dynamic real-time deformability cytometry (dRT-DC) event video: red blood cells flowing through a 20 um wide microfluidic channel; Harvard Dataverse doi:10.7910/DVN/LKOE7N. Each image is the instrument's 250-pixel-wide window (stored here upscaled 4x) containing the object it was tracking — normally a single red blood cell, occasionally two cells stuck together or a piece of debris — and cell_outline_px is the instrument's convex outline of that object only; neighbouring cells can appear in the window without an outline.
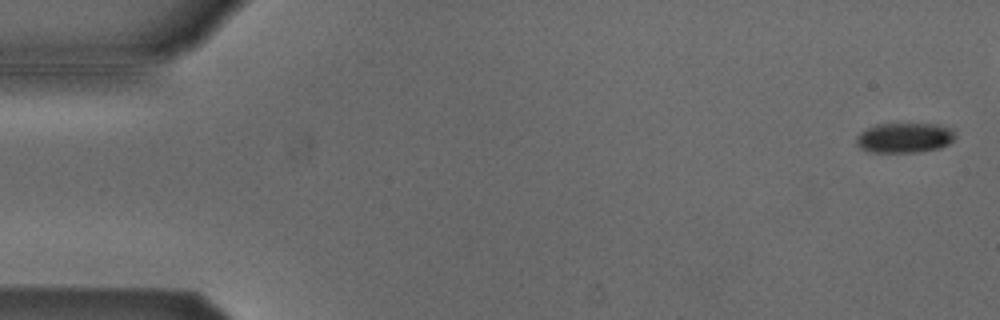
{"species": "Egyptian fruit bat (a non-hibernating species)", "species_latin": "Rousettus aegyptiacus", "temperature_condition": "cold", "stored_images_in_passage": 48, "camera_frame_rate_fps": 3000, "um_per_image_px": 0.085, "animal": {"sex": "male"}, "frame": {"image": 1, "passage_image": 2, "time_ms": 0.333, "image_size_px": [1000, 320], "cell_outline_px": [[956, 136], [948, 144], [940, 148], [916, 152], [872, 152], [860, 148], [856, 144], [856, 136], [860, 132], [876, 124], [936, 124], [952, 128], [956, 132]], "centroid_in_image_um": [76.89, 11.71], "position_along_channel_um": 8.1, "area_um2": 17.34}}
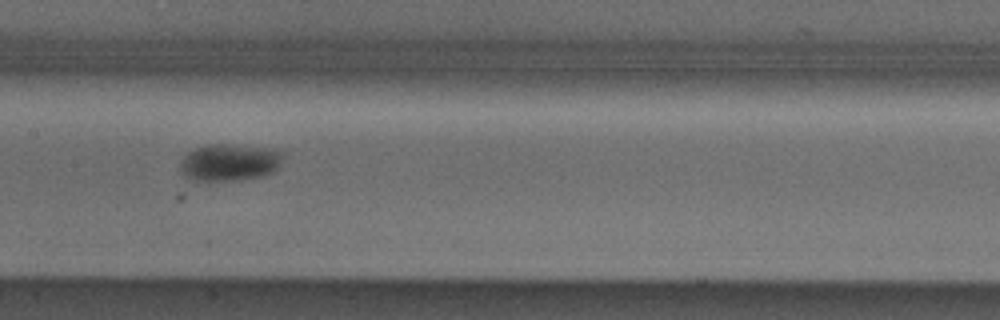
{"frame": {"image": 2, "passage_image": 27, "time_ms": 8.667, "image_size_px": [1000, 320], "cell_outline_px": [[284, 156], [280, 164], [272, 172], [264, 176], [240, 180], [208, 184], [192, 180], [184, 176], [180, 172], [180, 160], [188, 152], [196, 148], [208, 144], [228, 144], [264, 148], [284, 152]], "centroid_in_image_um": [19.44, 13.86], "position_along_channel_um": 188.0, "area_um2": 22.89}}
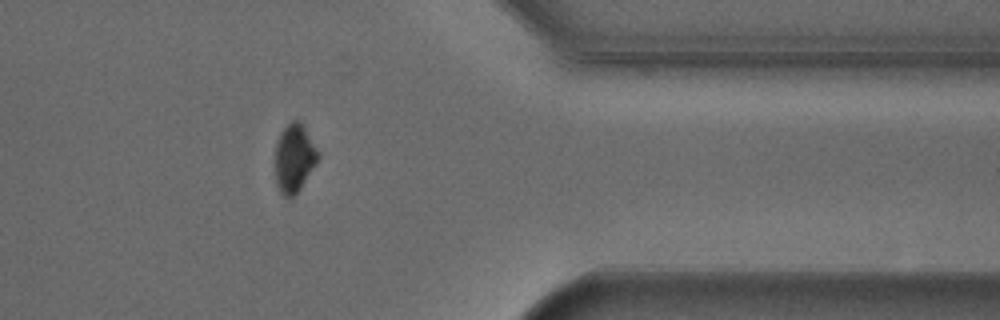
{"frame": {"image": 3, "passage_image": 44, "time_ms": 14.333, "image_size_px": [1000, 320], "cell_outline_px": [[320, 156], [316, 164], [292, 200], [288, 200], [280, 192], [276, 184], [276, 144], [284, 128], [292, 120], [300, 120], [316, 148]], "centroid_in_image_um": [25.01, 13.49], "position_along_channel_um": 386.4, "area_um2": 16.88}}